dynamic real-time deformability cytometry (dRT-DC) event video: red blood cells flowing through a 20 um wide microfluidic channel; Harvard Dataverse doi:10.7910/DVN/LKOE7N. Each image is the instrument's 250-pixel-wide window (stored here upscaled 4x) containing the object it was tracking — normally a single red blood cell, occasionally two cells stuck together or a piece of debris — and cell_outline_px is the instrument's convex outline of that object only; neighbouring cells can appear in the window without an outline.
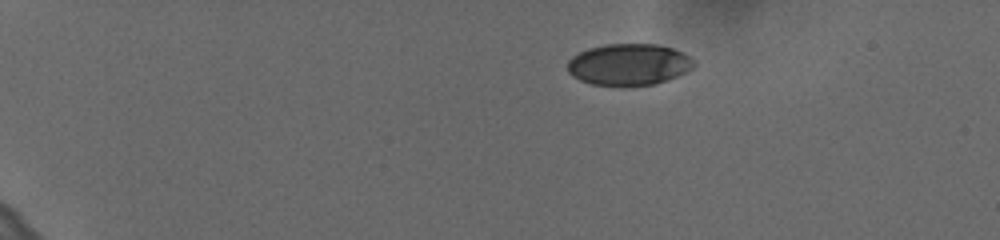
{"species": "human", "species_latin": "Homo sapiens", "temperature_condition": "cold", "stored_images_in_passage": 48, "camera_frame_rate_fps": 3000, "um_per_image_px": 0.085, "donor": {"sex": "female"}, "frame": {"image": 1, "passage_image": 1, "time_ms": 0.0, "image_size_px": [1000, 240], "cell_outline_px": [[692, 68], [676, 76], [656, 84], [592, 84], [580, 80], [572, 76], [568, 72], [568, 60], [572, 56], [588, 48], [604, 44], [656, 44], [672, 48], [688, 56], [692, 60]], "centroid_in_image_um": [53.39, 5.46], "position_along_channel_um": 31.6, "area_um2": 29.94}}
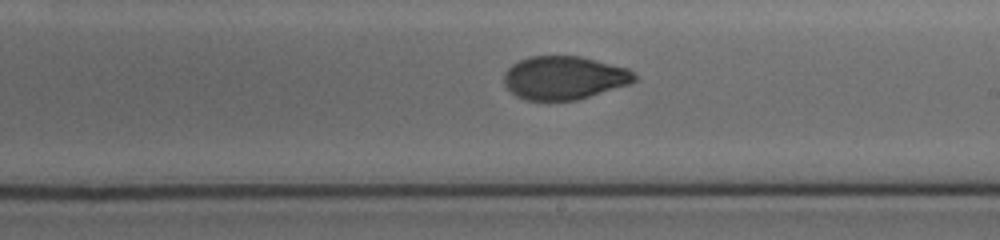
{"frame": {"image": 2, "passage_image": 27, "time_ms": 8.667, "image_size_px": [1000, 240], "cell_outline_px": [[636, 80], [628, 84], [576, 100], [524, 100], [516, 96], [504, 84], [504, 72], [512, 64], [528, 56], [580, 56], [628, 68], [636, 76]], "centroid_in_image_um": [47.92, 6.6], "position_along_channel_um": 241.1, "area_um2": 32.77}}
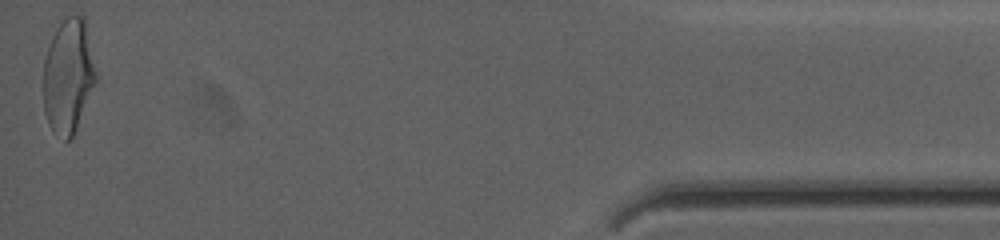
{"frame": {"image": 3, "passage_image": 48, "time_ms": 15.667, "image_size_px": [1000, 240], "cell_outline_px": [[96, 84], [76, 128], [72, 136], [68, 140], [64, 140], [52, 132], [48, 124], [44, 112], [44, 60], [52, 36], [56, 28], [68, 16], [80, 16], [84, 20], [96, 72]], "centroid_in_image_um": [5.79, 6.52], "position_along_channel_um": 429.4, "area_um2": 34.56}, "authors_computed_cell_mechanics": {"area_um2": 33.3217, "velocity_mm_per_s": 3.6314, "shape_relaxation_time_tau1_ms": 7.684, "shape_relaxation_time_tau2_ms": 1.5221, "deformation_change_tau1": 0.2021, "deformation_change_tau2": 0.0575}}